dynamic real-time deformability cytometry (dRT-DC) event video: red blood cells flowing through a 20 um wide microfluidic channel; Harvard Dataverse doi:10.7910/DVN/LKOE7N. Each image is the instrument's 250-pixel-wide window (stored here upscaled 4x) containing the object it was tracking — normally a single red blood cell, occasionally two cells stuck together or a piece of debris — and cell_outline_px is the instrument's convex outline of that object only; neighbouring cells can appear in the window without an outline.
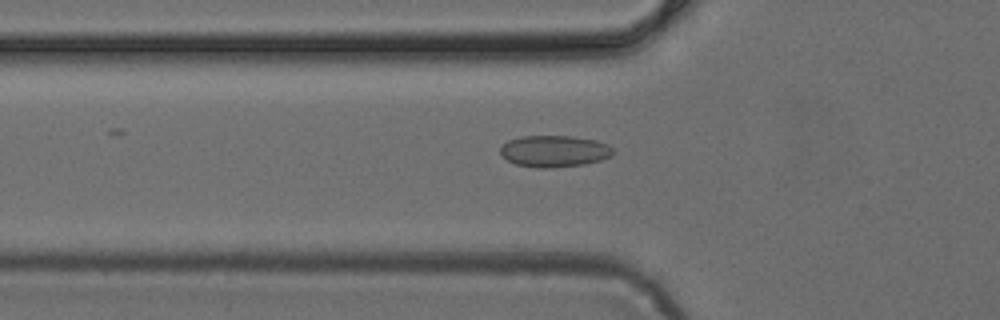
{"species": "common noctule bat (a hibernating species)", "species_latin": "Nyctalus noctula", "temperature_condition": "cold", "stored_images_in_passage": 32, "camera_frame_rate_fps": 3000, "um_per_image_px": 0.085, "animal": {"sex": "female", "body_mass_g": 24.6, "forearm_length_mm": 56.2}, "frame": {"image": 1, "passage_image": 17, "time_ms": 5.333, "image_size_px": [1000, 320], "cell_outline_px": [[616, 152], [612, 156], [600, 160], [584, 164], [552, 168], [540, 168], [516, 164], [508, 160], [500, 152], [500, 148], [508, 140], [520, 136], [572, 136], [596, 140], [608, 144]], "centroid_in_image_um": [47.15, 12.84], "position_along_channel_um": 78.6, "area_um2": 20.81}}
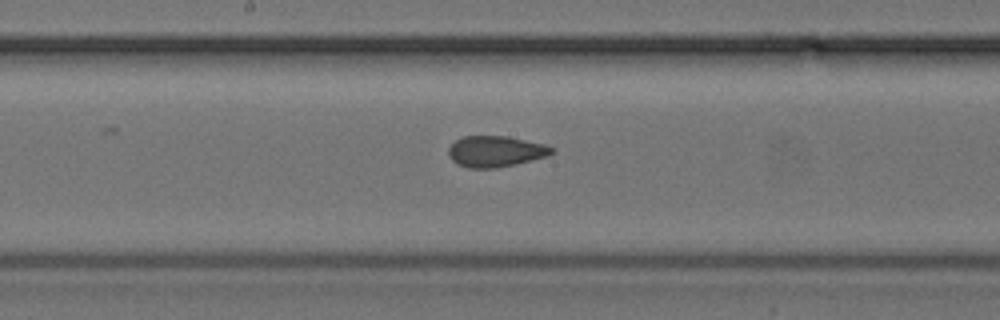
{"frame": {"image": 2, "passage_image": 26, "time_ms": 8.333, "image_size_px": [1000, 320], "cell_outline_px": [[556, 152], [548, 156], [516, 164], [496, 168], [468, 168], [456, 164], [448, 156], [448, 148], [456, 140], [464, 136], [508, 136], [544, 144], [556, 148]], "centroid_in_image_um": [42.14, 12.87], "position_along_channel_um": 206.1, "area_um2": 18.9}}
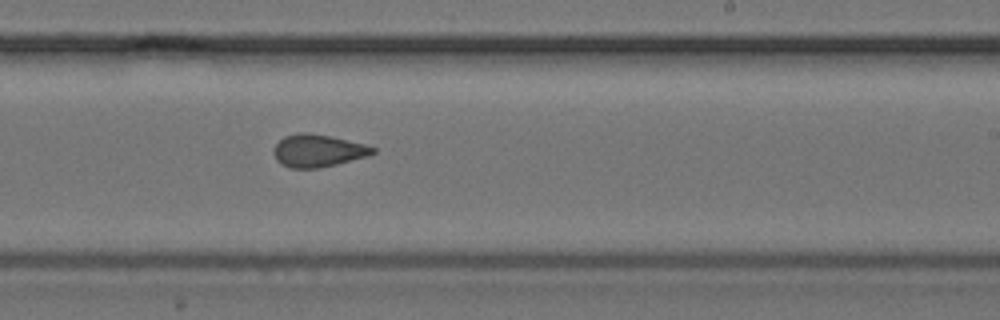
{"frame": {"image": 3, "passage_image": 30, "time_ms": 9.667, "image_size_px": [1000, 320], "cell_outline_px": [[376, 152], [368, 156], [320, 168], [288, 168], [280, 164], [276, 160], [272, 152], [272, 148], [284, 136], [300, 132], [308, 132], [332, 136], [364, 144], [376, 148]], "centroid_in_image_um": [26.99, 12.81], "position_along_channel_um": 262.0, "area_um2": 19.02}}